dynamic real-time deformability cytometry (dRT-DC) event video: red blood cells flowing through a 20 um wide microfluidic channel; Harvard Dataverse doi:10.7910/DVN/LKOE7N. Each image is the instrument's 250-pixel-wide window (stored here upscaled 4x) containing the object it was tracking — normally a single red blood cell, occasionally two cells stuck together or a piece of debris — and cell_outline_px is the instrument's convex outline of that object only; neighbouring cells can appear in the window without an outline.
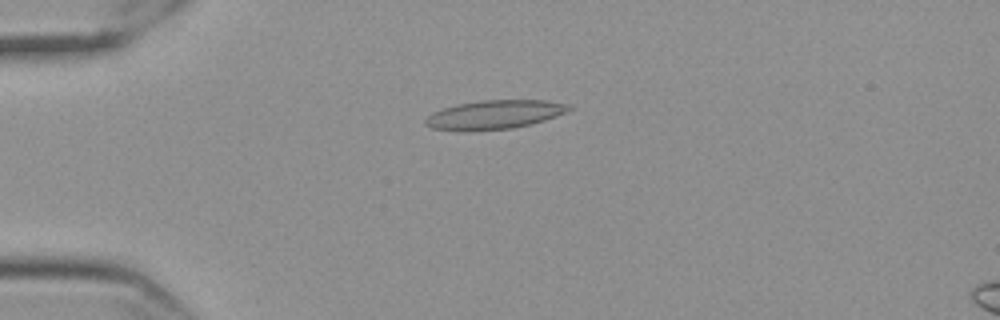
{"species": "Egyptian fruit bat (a non-hibernating species)", "species_latin": "Rousettus aegyptiacus", "temperature_condition": "cold", "stored_images_in_passage": 38, "camera_frame_rate_fps": 3000, "um_per_image_px": 0.085, "frame": {"image": 1, "passage_image": 2, "time_ms": 0.333, "image_size_px": [1000, 320], "cell_outline_px": [[576, 108], [544, 120], [532, 124], [512, 128], [464, 132], [460, 132], [432, 128], [424, 124], [424, 120], [432, 112], [456, 104], [480, 100], [548, 100], [568, 104]], "centroid_in_image_um": [42.01, 9.75], "position_along_channel_um": 43.0, "area_um2": 24.51}}
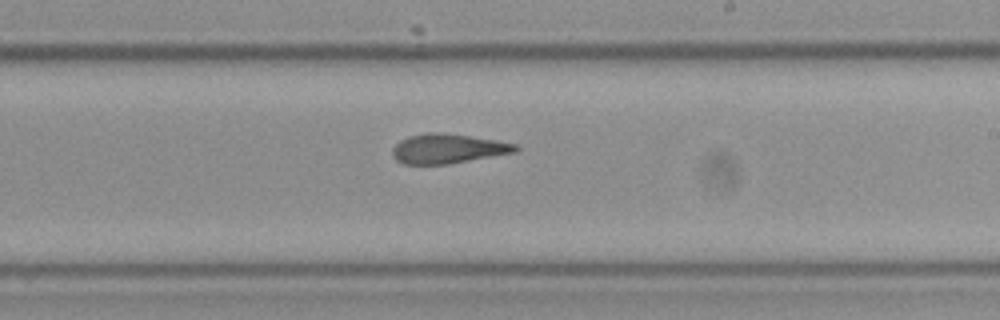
{"frame": {"image": 2, "passage_image": 22, "time_ms": 7.0, "image_size_px": [1000, 320], "cell_outline_px": [[520, 148], [516, 152], [448, 164], [404, 164], [396, 160], [392, 156], [392, 148], [400, 140], [408, 136], [424, 132], [440, 132], [496, 140], [516, 144]], "centroid_in_image_um": [38.04, 12.63], "position_along_channel_um": 251.0, "area_um2": 21.21}}
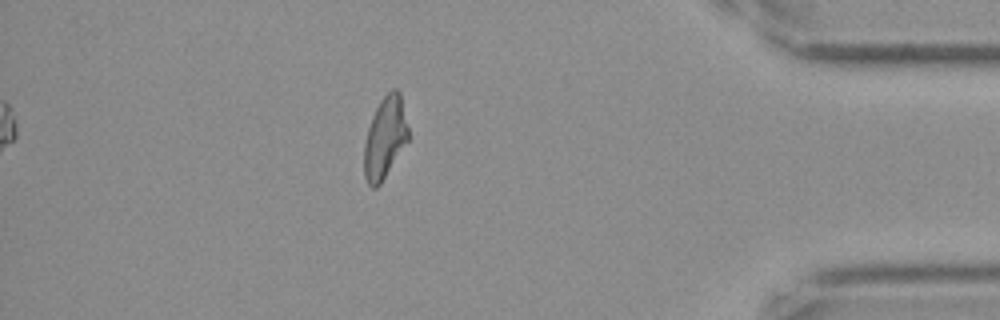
{"frame": {"image": 3, "passage_image": 38, "time_ms": 12.333, "image_size_px": [1000, 320], "cell_outline_px": [[408, 140], [380, 184], [376, 188], [372, 188], [368, 184], [364, 176], [364, 144], [368, 128], [372, 116], [380, 100], [392, 88], [396, 88], [400, 92], [408, 128]], "centroid_in_image_um": [32.71, 11.7], "position_along_channel_um": 402.5, "area_um2": 20.81}, "authors_computed_cell_mechanics": {"area_um2": 21.9929, "velocity_mm_per_s": 3.5379, "shape_relaxation_time_tau1_ms": null, "shape_relaxation_time_tau2_ms": 2.6421, "deformation_change_tau1": null, "deformation_change_tau2": 0.1016}}